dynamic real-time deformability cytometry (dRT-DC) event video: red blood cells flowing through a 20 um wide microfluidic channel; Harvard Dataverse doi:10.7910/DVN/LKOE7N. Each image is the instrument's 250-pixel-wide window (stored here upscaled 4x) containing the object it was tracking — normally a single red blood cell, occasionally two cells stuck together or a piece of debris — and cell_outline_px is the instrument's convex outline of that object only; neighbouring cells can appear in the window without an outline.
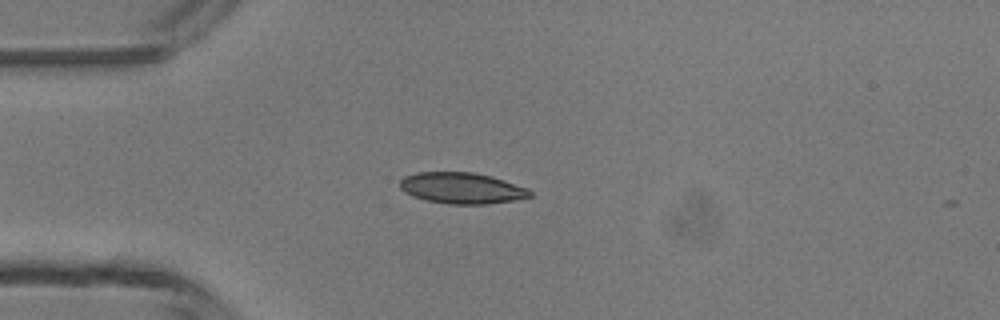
{"species": "common noctule bat (a hibernating species)", "species_latin": "Nyctalus noctula", "temperature_condition": "room temperature", "stored_images_in_passage": 5, "camera_frame_rate_fps": 3000, "um_per_image_px": 0.085, "animal": {"sex": "male", "body_mass_g": 13.3}, "frame": {"image": 1, "passage_image": 3, "time_ms": 2.667, "image_size_px": [1000, 320], "cell_outline_px": [[532, 196], [512, 200], [488, 204], [448, 204], [428, 200], [412, 196], [404, 192], [400, 188], [400, 180], [404, 176], [416, 172], [472, 172], [492, 176], [528, 188], [532, 192]], "centroid_in_image_um": [39.24, 15.98], "position_along_channel_um": 45.8, "area_um2": 23.58}}
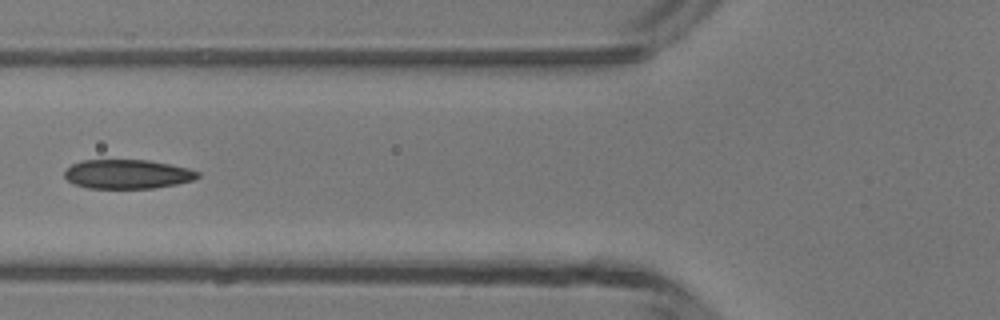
{"frame": {"image": 2, "passage_image": 5, "time_ms": 4.667, "image_size_px": [1000, 320], "cell_outline_px": [[200, 176], [192, 180], [176, 184], [156, 188], [88, 188], [72, 184], [64, 176], [64, 172], [72, 164], [80, 160], [148, 160], [188, 168], [200, 172]], "centroid_in_image_um": [10.81, 14.8], "position_along_channel_um": 115.0, "area_um2": 22.66}}